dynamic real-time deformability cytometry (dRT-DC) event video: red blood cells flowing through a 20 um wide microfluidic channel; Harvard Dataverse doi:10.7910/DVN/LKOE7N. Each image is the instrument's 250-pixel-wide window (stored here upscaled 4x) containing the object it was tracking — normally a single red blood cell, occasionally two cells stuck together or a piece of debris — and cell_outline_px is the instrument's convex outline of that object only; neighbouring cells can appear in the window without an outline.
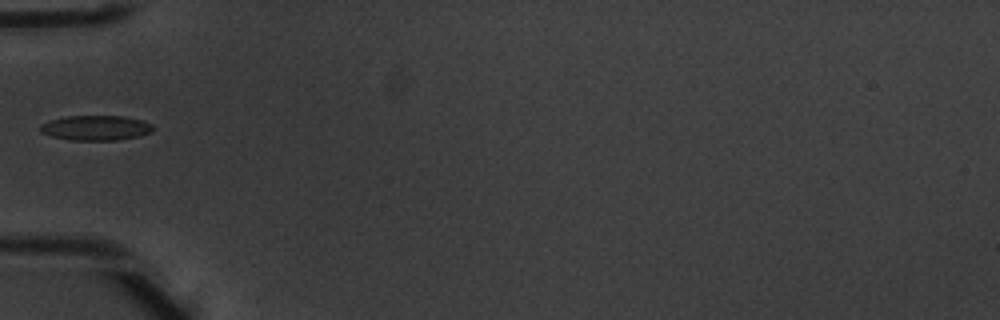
{"species": "common noctule bat (a hibernating species)", "species_latin": "Nyctalus noctula", "temperature_condition": "warm", "stored_images_in_passage": 4, "camera_frame_rate_fps": 3000, "um_per_image_px": 0.085, "animal": {"sex": "male", "body_mass_g": 20.1, "forearm_length_mm": 53.5}, "frame": {"image": 1, "passage_image": 4, "time_ms": 1.0, "image_size_px": [1000, 320], "cell_outline_px": [[156, 128], [152, 132], [140, 136], [116, 140], [68, 140], [52, 136], [40, 132], [40, 124], [52, 120], [68, 116], [124, 116], [140, 120], [152, 124]], "centroid_in_image_um": [8.18, 10.87], "position_along_channel_um": 76.8, "area_um2": 16.42}}